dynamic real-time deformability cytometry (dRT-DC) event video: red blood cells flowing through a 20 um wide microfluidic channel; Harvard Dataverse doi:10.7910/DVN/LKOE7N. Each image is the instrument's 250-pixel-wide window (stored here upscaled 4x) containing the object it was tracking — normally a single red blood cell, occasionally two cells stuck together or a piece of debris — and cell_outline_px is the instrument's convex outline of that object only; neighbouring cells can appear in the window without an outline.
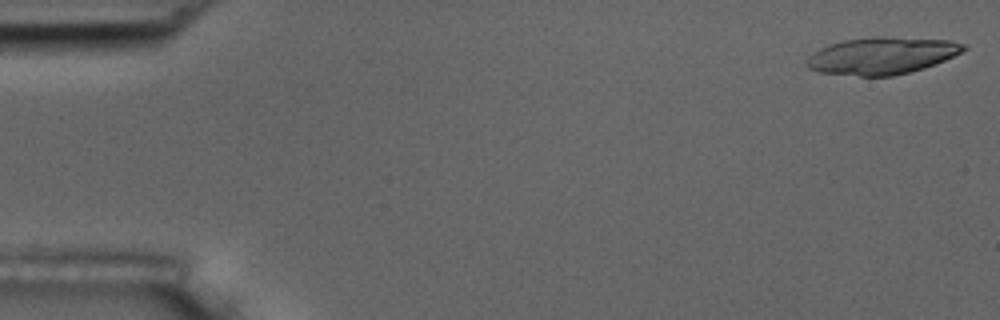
{"species": "common noctule bat (a hibernating species)", "species_latin": "Nyctalus noctula", "temperature_condition": "room temperature", "stored_images_in_passage": 15, "camera_frame_rate_fps": 3000, "um_per_image_px": 0.085, "animal": {"sex": "male", "body_mass_g": 17.5, "forearm_length_mm": 52.3}, "frame": {"image": 1, "passage_image": 1, "time_ms": 0.0, "image_size_px": [1000, 320], "cell_outline_px": [[968, 48], [936, 64], [924, 68], [892, 76], [860, 76], [820, 72], [808, 68], [804, 64], [808, 56], [812, 52], [828, 44], [844, 40], [872, 36], [880, 36], [952, 40], [968, 44]], "centroid_in_image_um": [74.95, 4.72], "position_along_channel_um": 10.1, "area_um2": 34.16}}